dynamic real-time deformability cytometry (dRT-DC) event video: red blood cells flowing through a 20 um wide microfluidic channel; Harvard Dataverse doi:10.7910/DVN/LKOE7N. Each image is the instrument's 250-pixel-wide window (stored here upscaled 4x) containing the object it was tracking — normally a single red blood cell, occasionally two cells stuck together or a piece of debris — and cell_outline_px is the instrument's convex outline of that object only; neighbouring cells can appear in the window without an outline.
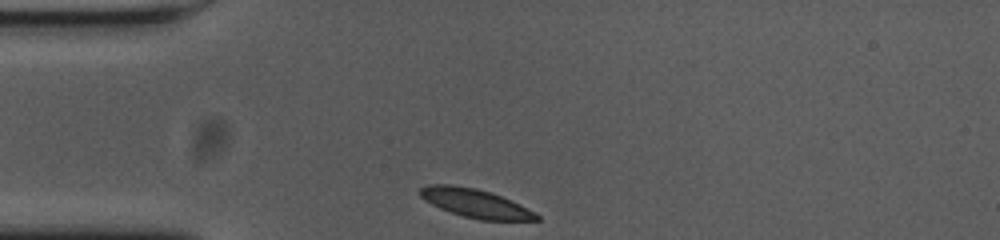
{"species": "common noctule bat (a hibernating species)", "species_latin": "Nyctalus noctula", "temperature_condition": "cold", "stored_images_in_passage": 31, "camera_frame_rate_fps": 3000, "um_per_image_px": 0.085, "animal": {"sex": "female", "body_mass_g": 23.0, "forearm_length_mm": 53.4}, "frame": {"image": 1, "passage_image": 1, "time_ms": 0.0, "image_size_px": [1000, 240], "cell_outline_px": [[540, 220], [480, 220], [464, 216], [440, 208], [424, 200], [420, 196], [420, 188], [428, 184], [448, 184], [476, 188], [500, 196], [536, 212], [540, 216]], "centroid_in_image_um": [40.39, 17.27], "position_along_channel_um": 44.6, "area_um2": 19.13}}
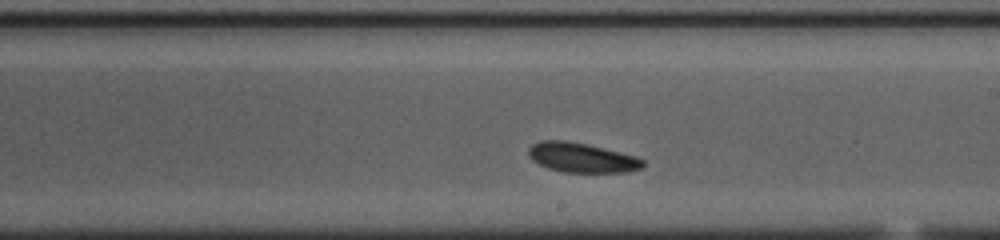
{"frame": {"image": 2, "passage_image": 19, "time_ms": 6.0, "image_size_px": [1000, 240], "cell_outline_px": [[644, 168], [628, 172], [564, 172], [548, 168], [532, 160], [528, 156], [528, 148], [532, 144], [544, 140], [564, 140], [584, 144], [636, 156], [644, 160]], "centroid_in_image_um": [49.45, 13.41], "position_along_channel_um": 239.6, "area_um2": 19.59}}
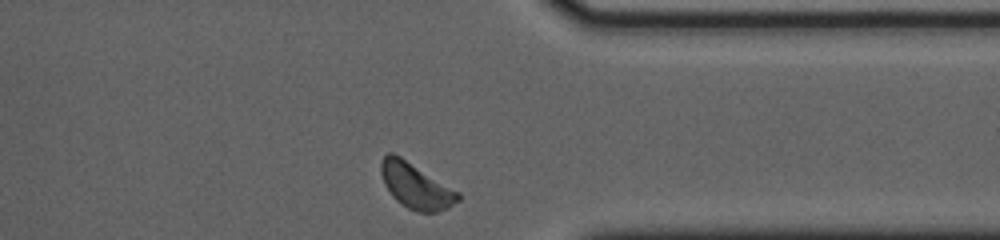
{"frame": {"image": 3, "passage_image": 31, "time_ms": 10.0, "image_size_px": [1000, 240], "cell_outline_px": [[460, 200], [448, 208], [436, 212], [416, 212], [408, 208], [396, 200], [392, 196], [384, 184], [380, 172], [380, 164], [384, 156], [388, 152], [392, 152], [400, 156], [460, 192]], "centroid_in_image_um": [35.35, 15.8], "position_along_channel_um": 376.1, "area_um2": 20.4}, "authors_computed_cell_mechanics": {"area_um2": 19.8832, "velocity_mm_per_s": 3.5727, "shape_relaxation_time_tau1_ms": 1.961, "shape_relaxation_time_tau2_ms": null, "deformation_change_tau1": 0.0459, "deformation_change_tau2": null}}